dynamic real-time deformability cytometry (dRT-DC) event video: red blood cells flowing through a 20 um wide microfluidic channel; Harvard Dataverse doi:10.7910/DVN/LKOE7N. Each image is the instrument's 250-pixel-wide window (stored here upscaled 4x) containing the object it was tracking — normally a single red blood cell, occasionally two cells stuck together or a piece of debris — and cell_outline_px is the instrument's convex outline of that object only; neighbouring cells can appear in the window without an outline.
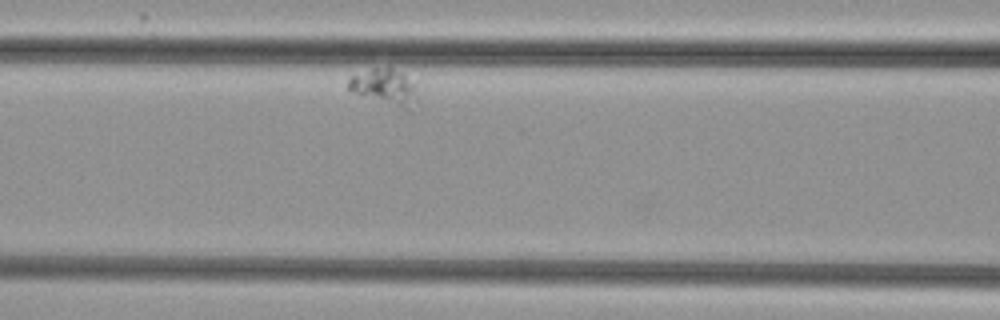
{"species": "common noctule bat (a hibernating species)", "species_latin": "Nyctalus noctula", "temperature_condition": "cold", "stored_images_in_passage": 9, "camera_frame_rate_fps": 3000, "um_per_image_px": 0.085, "animal": {"sex": "female", "body_mass_g": 29.2, "forearm_length_mm": 56.3}, "frame": {"image": 1, "passage_image": 3, "time_ms": 2.333, "image_size_px": [1000, 320], "cell_outline_px": [[416, 100], [412, 112], [408, 112], [348, 92], [348, 80], [352, 76], [372, 68], [388, 64], [400, 72], [416, 84]], "centroid_in_image_um": [32.72, 7.43], "position_along_channel_um": 133.9, "area_um2": 15.32}}
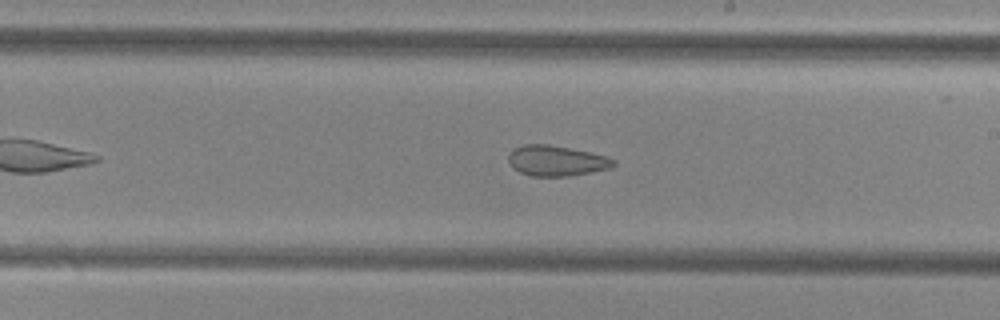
{"frame": {"image": 2, "passage_image": 8, "time_ms": 12.667, "image_size_px": [1000, 320], "cell_outline_px": [[616, 164], [612, 168], [592, 172], [568, 176], [532, 176], [520, 172], [512, 168], [508, 160], [508, 156], [512, 148], [524, 144], [548, 144], [608, 156], [616, 160]], "centroid_in_image_um": [47.29, 13.66], "position_along_channel_um": 241.7, "area_um2": 18.79}}
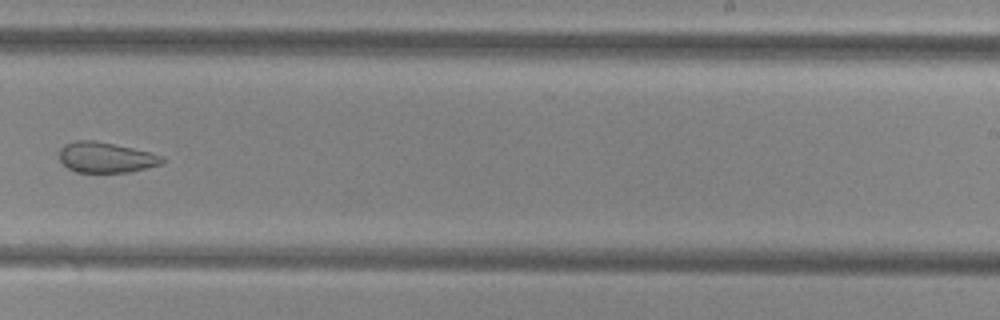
{"frame": {"image": 3, "passage_image": 9, "time_ms": 13.667, "image_size_px": [1000, 320], "cell_outline_px": [[164, 164], [128, 172], [76, 172], [68, 168], [60, 160], [60, 148], [64, 144], [76, 140], [92, 140], [132, 148], [164, 156]], "centroid_in_image_um": [9.0, 13.38], "position_along_channel_um": 280.0, "area_um2": 18.15}}